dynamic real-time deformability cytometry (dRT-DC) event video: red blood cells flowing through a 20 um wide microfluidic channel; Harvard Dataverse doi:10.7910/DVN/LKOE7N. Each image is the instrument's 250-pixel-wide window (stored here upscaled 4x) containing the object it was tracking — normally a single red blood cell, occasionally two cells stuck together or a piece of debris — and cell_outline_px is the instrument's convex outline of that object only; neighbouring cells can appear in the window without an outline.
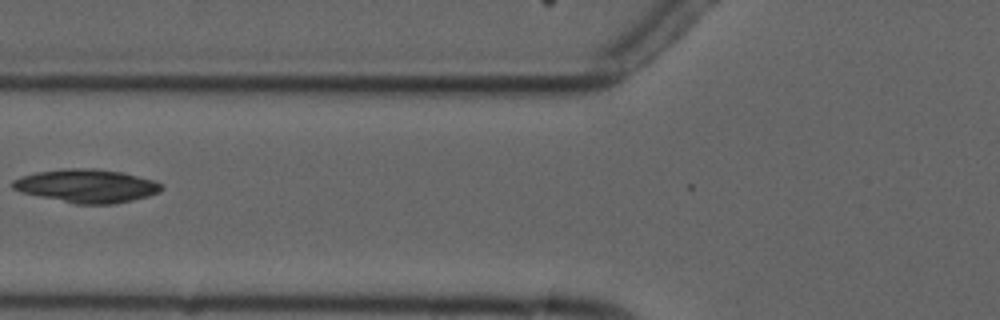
{"species": "common noctule bat (a hibernating species)", "species_latin": "Nyctalus noctula", "temperature_condition": "cold", "stored_images_in_passage": 6, "camera_frame_rate_fps": 3000, "um_per_image_px": 0.085, "animal": {"sex": "male", "forearm_length_mm": 52.5}, "frame": {"image": 1, "passage_image": 6, "time_ms": 6.667, "image_size_px": [1000, 320], "cell_outline_px": [[164, 188], [160, 192], [148, 196], [132, 200], [112, 204], [76, 204], [20, 192], [12, 188], [12, 180], [20, 176], [36, 172], [64, 168], [92, 168], [124, 172], [152, 180], [164, 184]], "centroid_in_image_um": [7.37, 15.79], "position_along_channel_um": 118.4, "area_um2": 29.07}}